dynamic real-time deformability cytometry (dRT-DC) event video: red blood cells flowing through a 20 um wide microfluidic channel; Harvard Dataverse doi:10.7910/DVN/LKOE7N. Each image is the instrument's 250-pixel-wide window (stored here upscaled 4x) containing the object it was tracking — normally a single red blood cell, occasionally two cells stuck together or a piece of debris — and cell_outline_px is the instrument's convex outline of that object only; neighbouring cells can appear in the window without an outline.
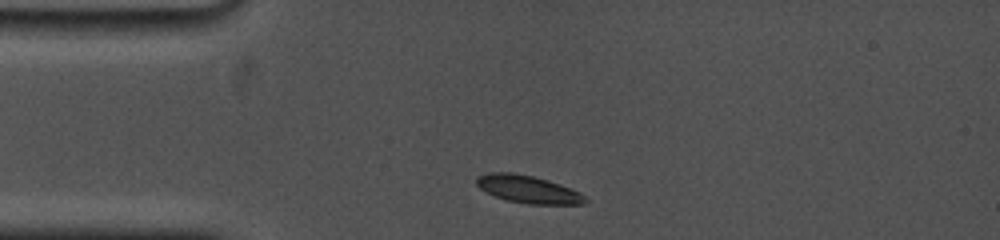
{"species": "common noctule bat (a hibernating species)", "species_latin": "Nyctalus noctula", "temperature_condition": "cold", "stored_images_in_passage": 27, "camera_frame_rate_fps": 5000, "um_per_image_px": 0.085, "animal": {"sex": "female", "body_mass_g": 19.0, "forearm_length_mm": 53.3}, "frame": {"image": 1, "passage_image": 1, "time_ms": 0.0, "image_size_px": [1000, 240], "cell_outline_px": [[588, 200], [584, 204], [528, 204], [508, 200], [496, 196], [480, 188], [476, 184], [476, 176], [488, 172], [512, 172], [532, 176], [548, 180], [572, 188], [580, 192]], "centroid_in_image_um": [44.9, 16.08], "position_along_channel_um": 40.1, "area_um2": 17.46}}
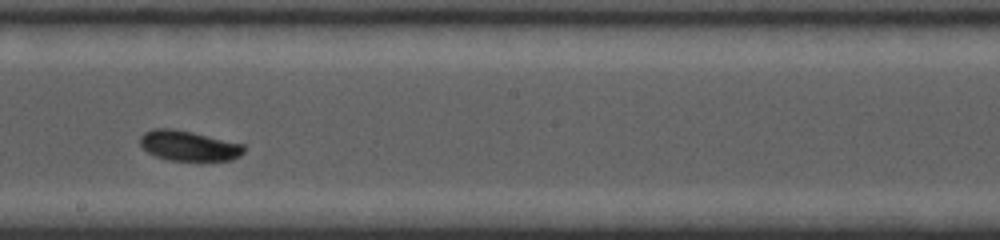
{"frame": {"image": 2, "passage_image": 11, "time_ms": 5.8, "image_size_px": [1000, 240], "cell_outline_px": [[244, 152], [240, 156], [232, 160], [168, 160], [156, 156], [148, 152], [140, 144], [140, 136], [144, 132], [152, 128], [172, 128], [192, 132], [244, 144]], "centroid_in_image_um": [16.03, 12.38], "position_along_channel_um": 232.2, "area_um2": 18.21}}
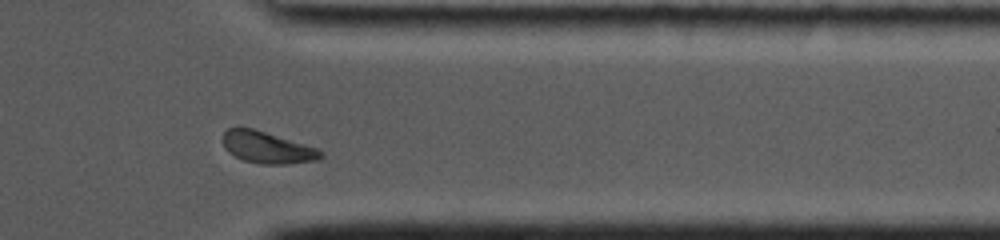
{"frame": {"image": 3, "passage_image": 21, "time_ms": 10.0, "image_size_px": [1000, 240], "cell_outline_px": [[324, 156], [320, 160], [284, 164], [260, 164], [244, 160], [228, 152], [224, 148], [224, 132], [228, 128], [252, 128], [304, 144], [316, 148], [324, 152]], "centroid_in_image_um": [22.74, 12.55], "position_along_channel_um": 388.7, "area_um2": 17.86}, "authors_computed_cell_mechanics": {"area_um2": 18.4382, "velocity_mm_per_s": 3.7138, "shape_relaxation_time_tau1_ms": 0.979, "shape_relaxation_time_tau2_ms": null, "deformation_change_tau1": 0.0881, "deformation_change_tau2": null}}